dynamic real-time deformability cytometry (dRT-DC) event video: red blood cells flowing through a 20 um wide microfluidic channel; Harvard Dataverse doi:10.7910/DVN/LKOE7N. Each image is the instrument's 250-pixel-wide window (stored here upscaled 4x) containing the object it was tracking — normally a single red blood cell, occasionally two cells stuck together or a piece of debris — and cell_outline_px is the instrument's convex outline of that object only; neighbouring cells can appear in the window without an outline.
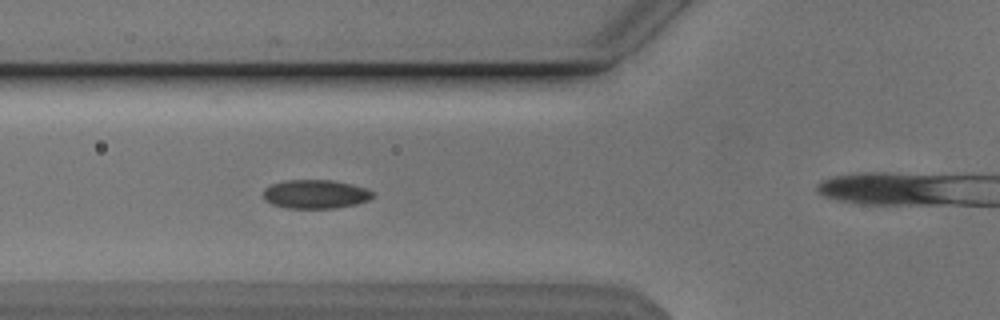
{"species": "Egyptian fruit bat (a non-hibernating species)", "species_latin": "Rousettus aegyptiacus", "temperature_condition": "cold", "stored_images_in_passage": 29, "camera_frame_rate_fps": 3000, "um_per_image_px": 0.085, "animal": {"sex": "male"}, "frame": {"image": 1, "passage_image": 3, "time_ms": 0.667, "image_size_px": [1000, 320], "cell_outline_px": [[376, 192], [368, 200], [356, 204], [336, 208], [288, 208], [272, 204], [264, 200], [264, 188], [272, 184], [288, 180], [332, 180], [352, 184], [368, 188]], "centroid_in_image_um": [26.85, 16.5], "position_along_channel_um": 99.0, "area_um2": 18.44}}
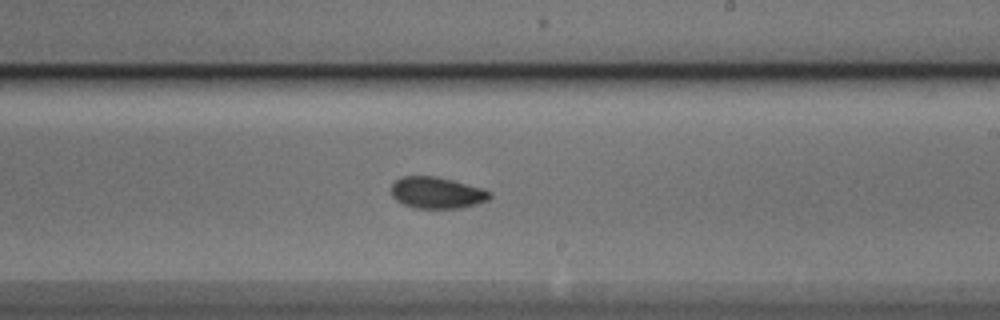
{"frame": {"image": 2, "passage_image": 15, "time_ms": 4.667, "image_size_px": [1000, 320], "cell_outline_px": [[492, 196], [488, 200], [476, 204], [460, 208], [412, 208], [396, 200], [392, 196], [392, 184], [396, 180], [404, 176], [432, 176], [452, 180], [480, 188], [492, 192]], "centroid_in_image_um": [37.13, 16.39], "position_along_channel_um": 251.9, "area_um2": 17.92}}
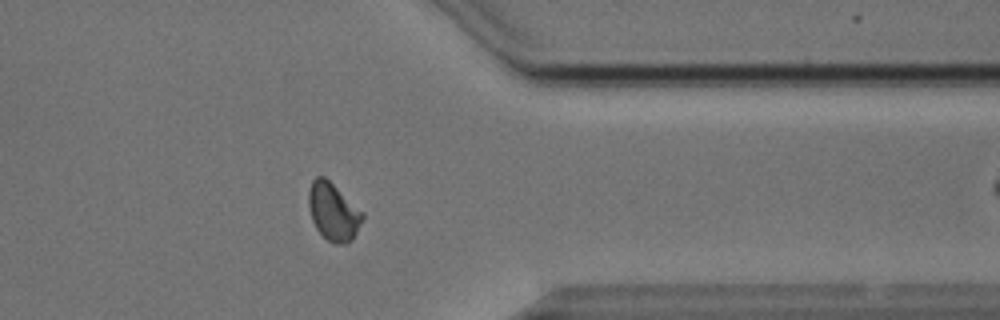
{"frame": {"image": 3, "passage_image": 26, "time_ms": 8.333, "image_size_px": [1000, 320], "cell_outline_px": [[364, 216], [352, 240], [344, 244], [332, 244], [316, 228], [312, 220], [308, 204], [308, 192], [312, 180], [316, 176], [324, 176], [364, 212]], "centroid_in_image_um": [28.32, 17.99], "position_along_channel_um": 383.1, "area_um2": 18.03}}